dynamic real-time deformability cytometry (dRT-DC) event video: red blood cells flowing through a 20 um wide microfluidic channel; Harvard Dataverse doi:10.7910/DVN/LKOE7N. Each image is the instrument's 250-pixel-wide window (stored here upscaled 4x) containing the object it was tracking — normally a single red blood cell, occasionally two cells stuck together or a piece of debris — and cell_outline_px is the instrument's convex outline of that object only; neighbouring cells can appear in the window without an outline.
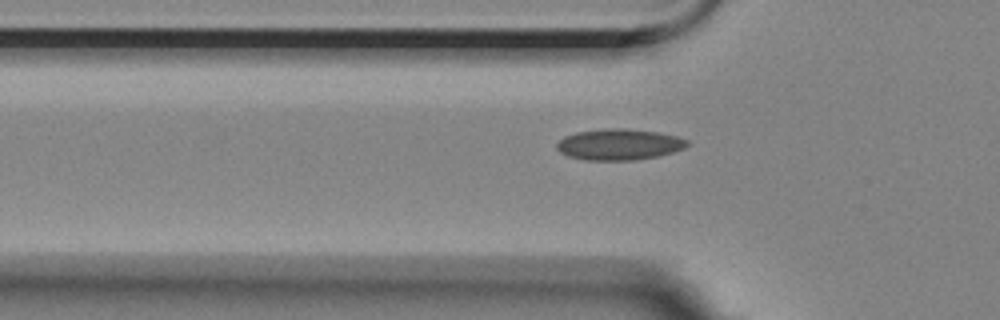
{"species": "Egyptian fruit bat (a non-hibernating species)", "species_latin": "Rousettus aegyptiacus", "temperature_condition": "room temperature", "stored_images_in_passage": 34, "camera_frame_rate_fps": 3000, "um_per_image_px": 0.085, "animal": {"sex": "female"}, "frame": {"image": 1, "passage_image": 4, "time_ms": 1.0, "image_size_px": [1000, 320], "cell_outline_px": [[688, 144], [684, 148], [672, 152], [656, 156], [636, 160], [584, 160], [568, 156], [560, 152], [556, 148], [556, 144], [564, 136], [576, 132], [608, 128], [624, 128], [656, 132], [676, 136], [688, 140]], "centroid_in_image_um": [52.59, 12.28], "position_along_channel_um": 73.2, "area_um2": 23.52}}
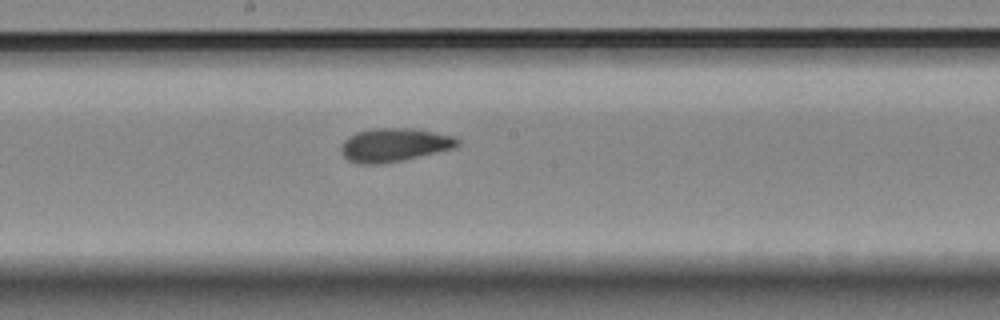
{"frame": {"image": 2, "passage_image": 16, "time_ms": 5.0, "image_size_px": [1000, 320], "cell_outline_px": [[460, 144], [452, 148], [436, 152], [400, 160], [376, 164], [360, 164], [348, 160], [344, 156], [340, 148], [344, 140], [348, 136], [356, 132], [372, 128], [412, 128], [452, 136], [460, 140]], "centroid_in_image_um": [33.46, 12.3], "position_along_channel_um": 214.7, "area_um2": 22.37}}
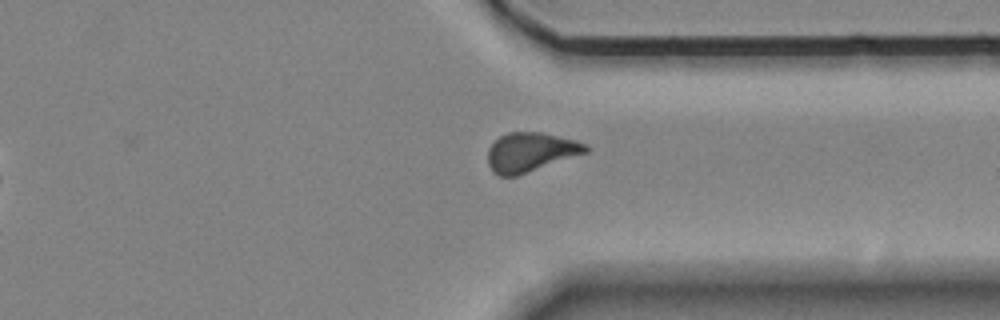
{"frame": {"image": 3, "passage_image": 29, "time_ms": 9.333, "image_size_px": [1000, 320], "cell_outline_px": [[588, 152], [516, 176], [500, 176], [488, 164], [488, 148], [500, 136], [508, 132], [540, 132], [576, 140], [588, 144]], "centroid_in_image_um": [45.11, 12.92], "position_along_channel_um": 366.3, "area_um2": 22.14}, "authors_computed_cell_mechanics": {"area_um2": 22.1085, "velocity_mm_per_s": 3.511, "shape_relaxation_time_tau1_ms": null, "shape_relaxation_time_tau2_ms": 2.411, "deformation_change_tau1": null, "deformation_change_tau2": 0.0795}}